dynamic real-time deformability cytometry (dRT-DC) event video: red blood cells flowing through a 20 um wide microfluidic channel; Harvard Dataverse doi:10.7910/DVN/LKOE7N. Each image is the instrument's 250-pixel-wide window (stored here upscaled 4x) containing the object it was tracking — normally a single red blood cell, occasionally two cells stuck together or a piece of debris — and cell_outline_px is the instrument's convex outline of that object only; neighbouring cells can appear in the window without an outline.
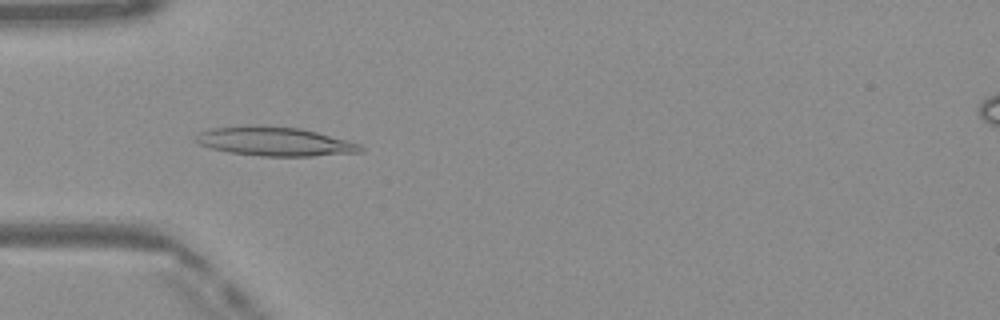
{"species": "Egyptian fruit bat (a non-hibernating species)", "species_latin": "Rousettus aegyptiacus", "temperature_condition": "warm", "stored_images_in_passage": 48, "camera_frame_rate_fps": 3000, "um_per_image_px": 0.085, "frame": {"image": 1, "passage_image": 14, "time_ms": 4.333, "image_size_px": [1000, 320], "cell_outline_px": [[364, 152], [312, 156], [260, 156], [228, 152], [212, 148], [200, 144], [196, 140], [196, 136], [200, 132], [212, 128], [300, 128], [316, 132], [360, 144], [364, 148]], "centroid_in_image_um": [23.44, 12.08], "position_along_channel_um": 61.6, "area_um2": 26.53}}
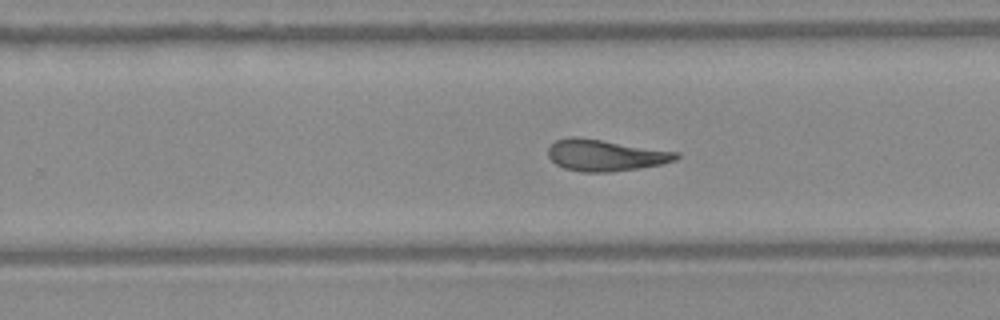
{"frame": {"image": 2, "passage_image": 30, "time_ms": 9.667, "image_size_px": [1000, 320], "cell_outline_px": [[680, 156], [676, 160], [660, 164], [640, 168], [608, 172], [580, 172], [564, 168], [556, 164], [548, 156], [548, 148], [556, 140], [572, 136], [576, 136], [680, 152]], "centroid_in_image_um": [51.46, 13.2], "position_along_channel_um": 278.3, "area_um2": 23.47}}
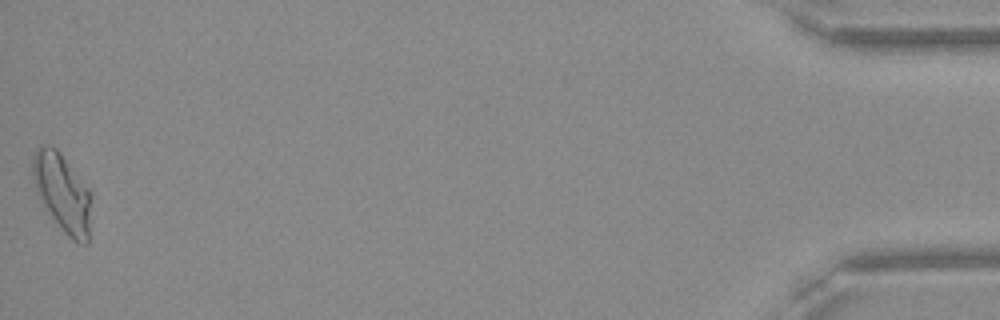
{"frame": {"image": 3, "passage_image": 48, "time_ms": 15.667, "image_size_px": [1000, 320], "cell_outline_px": [[92, 196], [88, 244], [80, 244], [72, 240], [64, 232], [52, 216], [36, 192], [32, 176], [32, 156], [36, 148], [44, 144], [48, 144], [56, 148], [60, 152], [92, 192]], "centroid_in_image_um": [5.32, 16.36], "position_along_channel_um": 429.9, "area_um2": 26.88}, "authors_computed_cell_mechanics": {"area_um2": 23.987, "velocity_mm_per_s": 4.0908, "shape_relaxation_time_tau1_ms": 9.6772, "shape_relaxation_time_tau2_ms": 2.5371, "deformation_change_tau1": 0.282, "deformation_change_tau2": 0.1006}}